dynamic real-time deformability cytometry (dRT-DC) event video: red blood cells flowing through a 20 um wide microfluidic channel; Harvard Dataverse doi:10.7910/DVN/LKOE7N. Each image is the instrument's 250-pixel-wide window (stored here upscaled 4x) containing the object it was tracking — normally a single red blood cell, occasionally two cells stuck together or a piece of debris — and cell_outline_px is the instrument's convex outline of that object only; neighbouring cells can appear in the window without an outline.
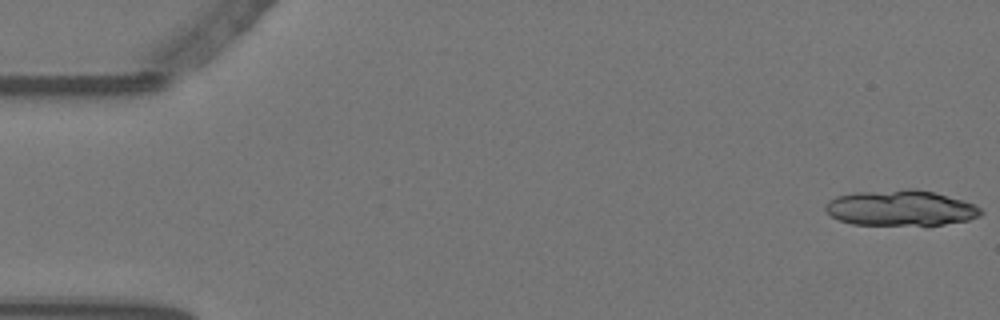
{"species": "Egyptian fruit bat (a non-hibernating species)", "species_latin": "Rousettus aegyptiacus", "temperature_condition": "warm", "stored_images_in_passage": 17, "camera_frame_rate_fps": 3000, "um_per_image_px": 0.085, "animal": {"sex": "female"}, "frame": {"image": 1, "passage_image": 1, "time_ms": 0.0, "image_size_px": [1000, 320], "cell_outline_px": [[984, 212], [980, 216], [968, 220], [944, 224], [852, 224], [840, 220], [832, 216], [824, 208], [824, 204], [828, 200], [836, 196], [856, 192], [908, 188], [916, 188], [964, 200], [976, 204]], "centroid_in_image_um": [76.57, 17.66], "position_along_channel_um": 8.4, "area_um2": 32.19}}